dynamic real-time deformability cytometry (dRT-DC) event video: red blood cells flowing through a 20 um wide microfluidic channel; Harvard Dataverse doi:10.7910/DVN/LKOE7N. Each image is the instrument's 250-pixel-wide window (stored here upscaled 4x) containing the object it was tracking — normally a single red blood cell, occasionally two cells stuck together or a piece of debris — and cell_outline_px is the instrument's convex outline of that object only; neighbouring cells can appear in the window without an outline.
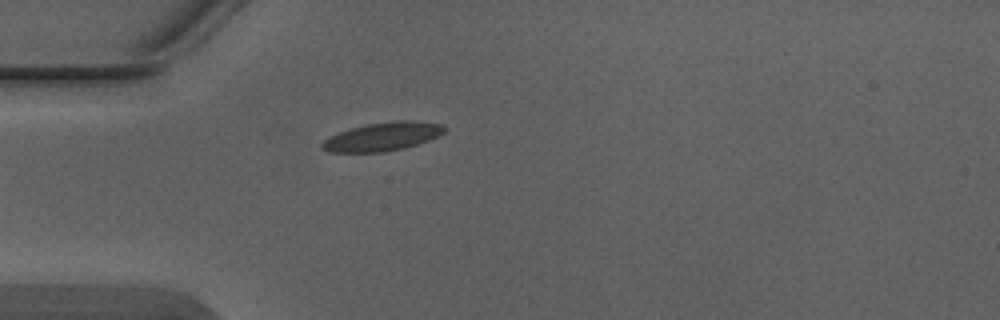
{"species": "Egyptian fruit bat (a non-hibernating species)", "species_latin": "Rousettus aegyptiacus", "temperature_condition": "warm", "stored_images_in_passage": 4, "camera_frame_rate_fps": 3000, "um_per_image_px": 0.085, "animal": {"sex": "male"}, "frame": {"image": 1, "passage_image": 4, "time_ms": 1.0, "image_size_px": [1000, 320], "cell_outline_px": [[444, 132], [428, 140], [404, 148], [384, 152], [328, 152], [320, 148], [320, 144], [328, 136], [352, 128], [368, 124], [392, 120], [412, 120], [440, 124], [444, 128]], "centroid_in_image_um": [32.46, 11.61], "position_along_channel_um": 52.5, "area_um2": 20.17}}